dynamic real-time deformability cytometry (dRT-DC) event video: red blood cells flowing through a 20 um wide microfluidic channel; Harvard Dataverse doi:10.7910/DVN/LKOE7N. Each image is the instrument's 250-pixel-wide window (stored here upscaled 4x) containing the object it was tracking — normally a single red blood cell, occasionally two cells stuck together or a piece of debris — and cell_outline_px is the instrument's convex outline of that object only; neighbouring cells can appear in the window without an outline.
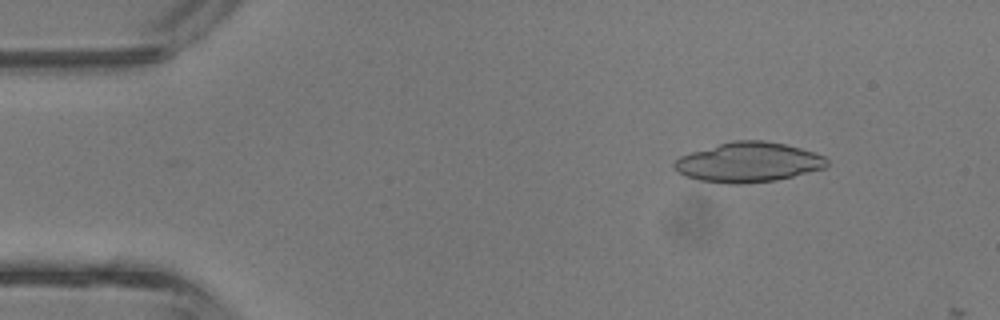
{"species": "common noctule bat (a hibernating species)", "species_latin": "Nyctalus noctula", "temperature_condition": "room temperature", "stored_images_in_passage": 7, "camera_frame_rate_fps": 3000, "um_per_image_px": 0.085, "animal": {"sex": "male", "body_mass_g": 13.3}, "frame": {"image": 1, "passage_image": 5, "time_ms": 1.333, "image_size_px": [1000, 320], "cell_outline_px": [[828, 164], [824, 168], [776, 180], [744, 184], [728, 184], [700, 180], [684, 176], [676, 172], [672, 168], [672, 164], [680, 156], [692, 152], [732, 140], [764, 140], [784, 144], [800, 148], [824, 156], [828, 160]], "centroid_in_image_um": [63.57, 13.8], "position_along_channel_um": 21.4, "area_um2": 35.37}}